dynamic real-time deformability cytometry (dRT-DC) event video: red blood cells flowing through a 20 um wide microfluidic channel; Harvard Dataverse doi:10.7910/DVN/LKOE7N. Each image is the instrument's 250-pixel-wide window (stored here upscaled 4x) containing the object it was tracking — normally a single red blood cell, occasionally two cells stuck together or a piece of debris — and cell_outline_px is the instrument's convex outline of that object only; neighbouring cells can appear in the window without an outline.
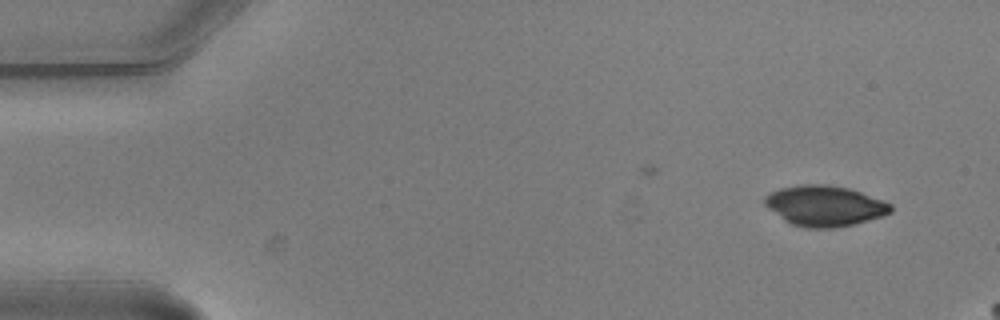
{"species": "common noctule bat (a hibernating species)", "species_latin": "Nyctalus noctula", "temperature_condition": "warm", "stored_images_in_passage": 3, "camera_frame_rate_fps": 3000, "um_per_image_px": 0.085, "animal": {"sex": "male", "body_mass_g": 20.5, "forearm_length_mm": 52.5}, "frame": {"image": 1, "passage_image": 3, "time_ms": 0.667, "image_size_px": [1000, 320], "cell_outline_px": [[892, 212], [884, 216], [856, 224], [832, 228], [808, 228], [792, 224], [784, 220], [768, 208], [764, 204], [764, 196], [780, 188], [800, 184], [828, 184], [848, 188], [884, 200], [892, 204]], "centroid_in_image_um": [70.12, 17.49], "position_along_channel_um": 14.9, "area_um2": 29.94}}